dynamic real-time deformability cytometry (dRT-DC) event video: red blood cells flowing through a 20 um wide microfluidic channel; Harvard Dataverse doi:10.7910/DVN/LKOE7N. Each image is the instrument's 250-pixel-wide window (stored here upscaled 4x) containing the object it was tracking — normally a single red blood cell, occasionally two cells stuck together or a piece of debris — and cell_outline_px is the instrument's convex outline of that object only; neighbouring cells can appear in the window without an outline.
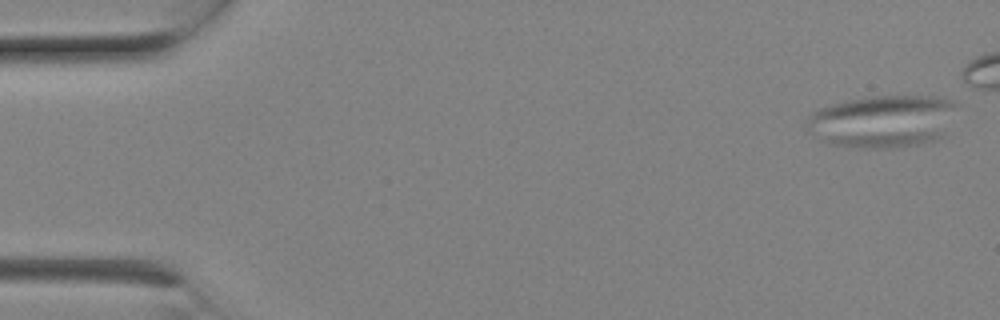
{"species": "Egyptian fruit bat (a non-hibernating species)", "species_latin": "Rousettus aegyptiacus", "temperature_condition": "room temperature", "stored_images_in_passage": 7, "camera_frame_rate_fps": 3000, "um_per_image_px": 0.085, "animal": {"sex": "female"}, "frame": {"image": 1, "passage_image": 1, "time_ms": 0.0, "image_size_px": [1000, 320], "cell_outline_px": [[960, 104], [940, 136], [936, 140], [896, 148], [864, 148], [828, 144], [808, 132], [804, 124], [804, 120], [812, 112], [820, 108], [832, 104], [848, 100], [872, 96], [936, 96], [956, 100]], "centroid_in_image_um": [74.99, 10.3], "position_along_channel_um": 10.0, "area_um2": 46.24}}